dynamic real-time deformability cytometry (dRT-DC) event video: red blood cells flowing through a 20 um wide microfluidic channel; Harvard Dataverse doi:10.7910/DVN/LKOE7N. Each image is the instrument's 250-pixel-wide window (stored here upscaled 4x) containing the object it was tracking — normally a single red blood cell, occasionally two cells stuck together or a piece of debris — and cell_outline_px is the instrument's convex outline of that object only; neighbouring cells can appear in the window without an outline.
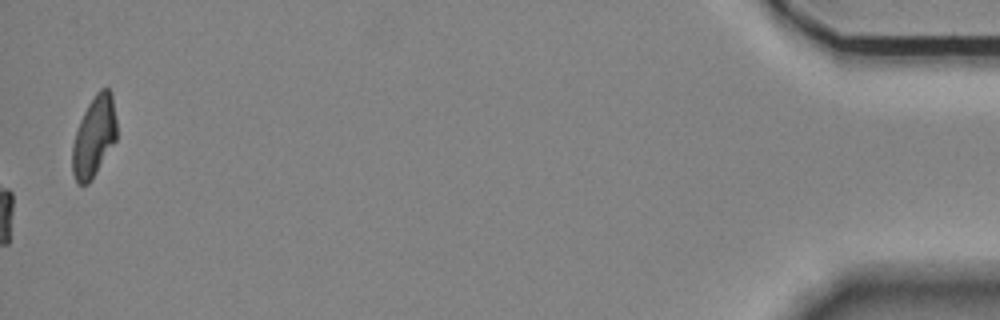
{"species": "Egyptian fruit bat (a non-hibernating species)", "species_latin": "Rousettus aegyptiacus", "temperature_condition": "room temperature", "stored_images_in_passage": 56, "camera_frame_rate_fps": 3000, "um_per_image_px": 0.085, "animal": {"sex": "female"}, "frame": {"image": 1, "passage_image": 56, "time_ms": 18.333, "image_size_px": [1000, 320], "cell_outline_px": [[116, 140], [92, 180], [88, 184], [76, 184], [72, 172], [72, 144], [80, 120], [88, 104], [96, 92], [100, 88], [108, 88], [112, 92], [116, 120]], "centroid_in_image_um": [7.99, 11.62], "position_along_channel_um": 427.2, "area_um2": 20.98}, "authors_computed_cell_mechanics": {"area_um2": 22.6576, "velocity_mm_per_s": 3.545, "shape_relaxation_time_tau1_ms": 8.0281, "shape_relaxation_time_tau2_ms": 4.9827, "deformation_change_tau1": 0.1569, "deformation_change_tau2": 0.1008}}